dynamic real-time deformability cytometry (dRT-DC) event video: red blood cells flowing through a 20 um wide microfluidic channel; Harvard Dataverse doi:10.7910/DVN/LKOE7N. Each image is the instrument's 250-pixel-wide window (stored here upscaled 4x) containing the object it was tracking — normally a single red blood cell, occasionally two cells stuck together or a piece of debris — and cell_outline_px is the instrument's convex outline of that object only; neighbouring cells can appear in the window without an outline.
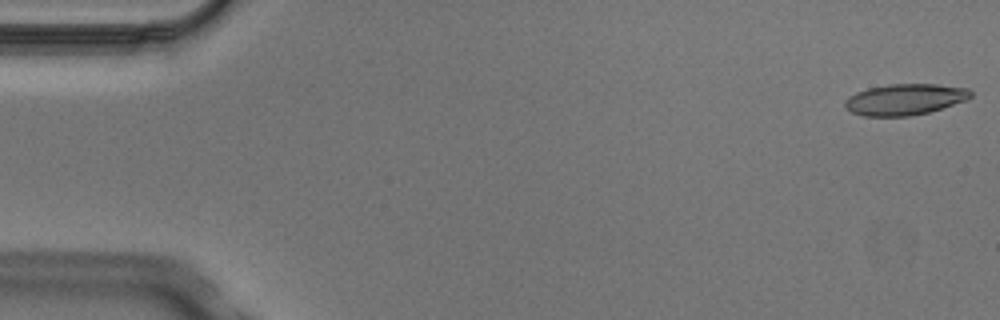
{"species": "Egyptian fruit bat (a non-hibernating species)", "species_latin": "Rousettus aegyptiacus", "temperature_condition": "cold", "stored_images_in_passage": 5, "camera_frame_rate_fps": 3000, "um_per_image_px": 0.085, "animal": {"sex": "male"}, "frame": {"image": 1, "passage_image": 1, "time_ms": 0.0, "image_size_px": [1000, 320], "cell_outline_px": [[972, 96], [968, 100], [928, 112], [908, 116], [864, 116], [852, 112], [844, 108], [844, 100], [848, 96], [856, 92], [868, 88], [888, 84], [936, 84], [968, 88], [972, 92]], "centroid_in_image_um": [76.9, 8.44], "position_along_channel_um": 8.1, "area_um2": 22.95}}
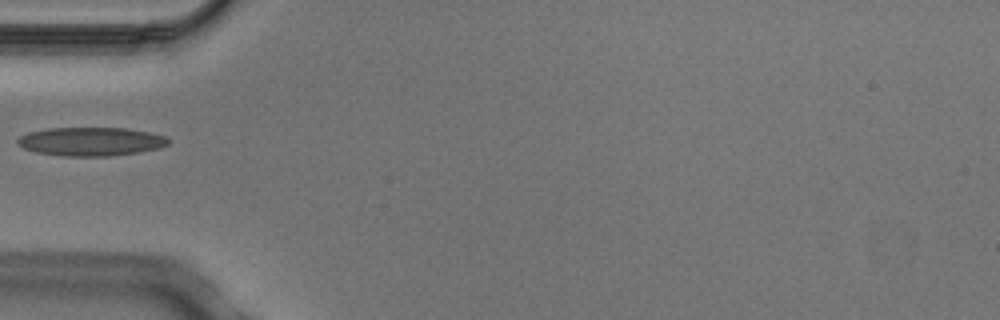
{"frame": {"image": 2, "passage_image": 5, "time_ms": 1.333, "image_size_px": [1000, 320], "cell_outline_px": [[168, 144], [160, 148], [136, 152], [108, 156], [64, 156], [36, 152], [24, 148], [16, 144], [16, 140], [20, 136], [28, 132], [48, 128], [124, 128], [148, 132], [164, 136], [168, 140]], "centroid_in_image_um": [7.67, 12.03], "position_along_channel_um": 77.3, "area_um2": 24.97}}